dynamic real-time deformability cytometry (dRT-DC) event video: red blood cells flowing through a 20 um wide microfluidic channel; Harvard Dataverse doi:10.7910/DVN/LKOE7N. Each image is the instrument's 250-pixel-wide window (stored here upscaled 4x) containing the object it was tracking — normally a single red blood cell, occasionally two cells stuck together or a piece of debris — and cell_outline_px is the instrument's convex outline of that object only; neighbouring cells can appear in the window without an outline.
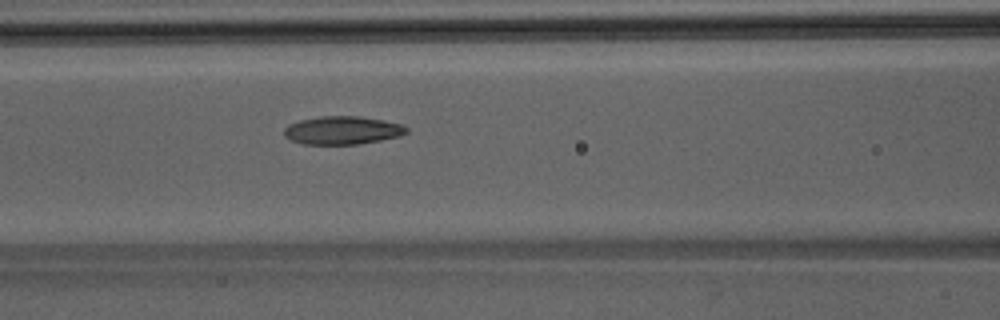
{"species": "Egyptian fruit bat (a non-hibernating species)", "species_latin": "Rousettus aegyptiacus", "temperature_condition": "room temperature", "stored_images_in_passage": 21, "camera_frame_rate_fps": 3000, "um_per_image_px": 0.085, "animal": {"sex": "male"}, "frame": {"image": 1, "passage_image": 7, "time_ms": 2.0, "image_size_px": [1000, 320], "cell_outline_px": [[408, 132], [400, 136], [380, 140], [356, 144], [304, 144], [288, 140], [284, 136], [284, 128], [288, 124], [300, 120], [320, 116], [360, 116], [384, 120], [404, 124], [408, 128]], "centroid_in_image_um": [29.1, 11.07], "position_along_channel_um": 137.5, "area_um2": 20.29}}
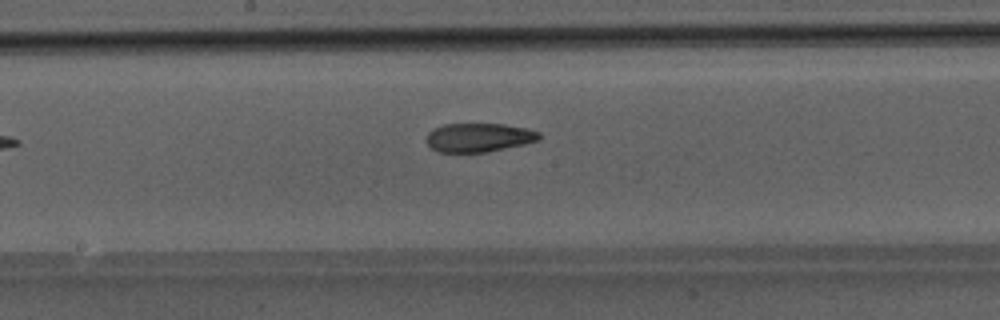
{"frame": {"image": 2, "passage_image": 12, "time_ms": 3.667, "image_size_px": [1000, 320], "cell_outline_px": [[540, 140], [524, 144], [488, 152], [436, 152], [428, 148], [428, 132], [432, 128], [444, 124], [504, 124], [528, 128], [540, 132]], "centroid_in_image_um": [40.69, 11.69], "position_along_channel_um": 207.5, "area_um2": 19.13}}
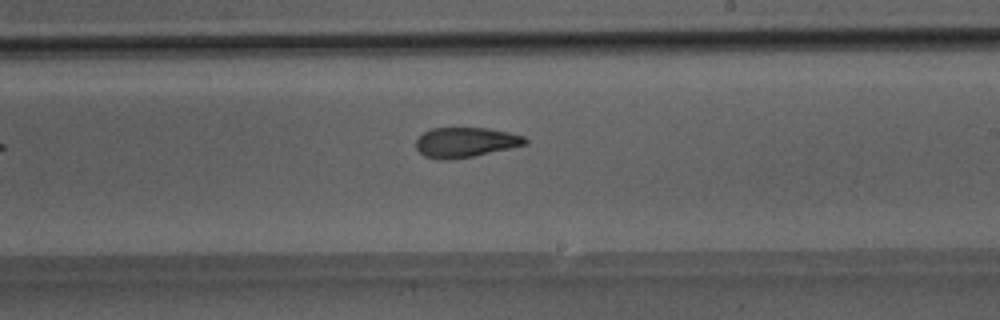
{"frame": {"image": 3, "passage_image": 15, "time_ms": 4.667, "image_size_px": [1000, 320], "cell_outline_px": [[528, 144], [472, 156], [448, 160], [436, 160], [424, 156], [416, 148], [416, 140], [424, 132], [432, 128], [488, 128], [508, 132], [524, 136], [528, 140]], "centroid_in_image_um": [39.55, 12.1], "position_along_channel_um": 249.4, "area_um2": 19.02}}